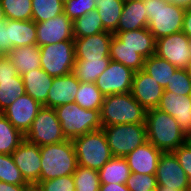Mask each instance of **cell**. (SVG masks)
<instances>
[{
  "instance_id": "1",
  "label": "cell",
  "mask_w": 191,
  "mask_h": 191,
  "mask_svg": "<svg viewBox=\"0 0 191 191\" xmlns=\"http://www.w3.org/2000/svg\"><path fill=\"white\" fill-rule=\"evenodd\" d=\"M145 126L147 141L163 152H173L188 140L175 118L158 108L146 110Z\"/></svg>"
},
{
  "instance_id": "2",
  "label": "cell",
  "mask_w": 191,
  "mask_h": 191,
  "mask_svg": "<svg viewBox=\"0 0 191 191\" xmlns=\"http://www.w3.org/2000/svg\"><path fill=\"white\" fill-rule=\"evenodd\" d=\"M40 181L55 179L75 172L78 161L72 140L40 147Z\"/></svg>"
},
{
  "instance_id": "3",
  "label": "cell",
  "mask_w": 191,
  "mask_h": 191,
  "mask_svg": "<svg viewBox=\"0 0 191 191\" xmlns=\"http://www.w3.org/2000/svg\"><path fill=\"white\" fill-rule=\"evenodd\" d=\"M145 115L146 109L130 92L106 96L100 109L102 127L145 123Z\"/></svg>"
},
{
  "instance_id": "4",
  "label": "cell",
  "mask_w": 191,
  "mask_h": 191,
  "mask_svg": "<svg viewBox=\"0 0 191 191\" xmlns=\"http://www.w3.org/2000/svg\"><path fill=\"white\" fill-rule=\"evenodd\" d=\"M148 16V30L157 40L182 31L186 8L166 0H143Z\"/></svg>"
},
{
  "instance_id": "5",
  "label": "cell",
  "mask_w": 191,
  "mask_h": 191,
  "mask_svg": "<svg viewBox=\"0 0 191 191\" xmlns=\"http://www.w3.org/2000/svg\"><path fill=\"white\" fill-rule=\"evenodd\" d=\"M67 140L102 129L100 110H87L77 103H67L54 109Z\"/></svg>"
},
{
  "instance_id": "6",
  "label": "cell",
  "mask_w": 191,
  "mask_h": 191,
  "mask_svg": "<svg viewBox=\"0 0 191 191\" xmlns=\"http://www.w3.org/2000/svg\"><path fill=\"white\" fill-rule=\"evenodd\" d=\"M78 165L99 171L113 156L103 129L73 140Z\"/></svg>"
},
{
  "instance_id": "7",
  "label": "cell",
  "mask_w": 191,
  "mask_h": 191,
  "mask_svg": "<svg viewBox=\"0 0 191 191\" xmlns=\"http://www.w3.org/2000/svg\"><path fill=\"white\" fill-rule=\"evenodd\" d=\"M112 156L125 157L147 142L145 123H126L102 127Z\"/></svg>"
},
{
  "instance_id": "8",
  "label": "cell",
  "mask_w": 191,
  "mask_h": 191,
  "mask_svg": "<svg viewBox=\"0 0 191 191\" xmlns=\"http://www.w3.org/2000/svg\"><path fill=\"white\" fill-rule=\"evenodd\" d=\"M40 48L41 68L51 77L66 76L72 73L75 64L74 41H62L43 45Z\"/></svg>"
},
{
  "instance_id": "9",
  "label": "cell",
  "mask_w": 191,
  "mask_h": 191,
  "mask_svg": "<svg viewBox=\"0 0 191 191\" xmlns=\"http://www.w3.org/2000/svg\"><path fill=\"white\" fill-rule=\"evenodd\" d=\"M25 140L40 147L67 140L53 108L42 106L25 134Z\"/></svg>"
},
{
  "instance_id": "10",
  "label": "cell",
  "mask_w": 191,
  "mask_h": 191,
  "mask_svg": "<svg viewBox=\"0 0 191 191\" xmlns=\"http://www.w3.org/2000/svg\"><path fill=\"white\" fill-rule=\"evenodd\" d=\"M155 55L178 69H186L191 61V39L183 32L156 40Z\"/></svg>"
},
{
  "instance_id": "11",
  "label": "cell",
  "mask_w": 191,
  "mask_h": 191,
  "mask_svg": "<svg viewBox=\"0 0 191 191\" xmlns=\"http://www.w3.org/2000/svg\"><path fill=\"white\" fill-rule=\"evenodd\" d=\"M135 72L122 63L110 61L106 70L96 79L95 85L106 97L131 92Z\"/></svg>"
},
{
  "instance_id": "12",
  "label": "cell",
  "mask_w": 191,
  "mask_h": 191,
  "mask_svg": "<svg viewBox=\"0 0 191 191\" xmlns=\"http://www.w3.org/2000/svg\"><path fill=\"white\" fill-rule=\"evenodd\" d=\"M157 185L167 189L185 191L190 181L173 152H163L155 173Z\"/></svg>"
},
{
  "instance_id": "13",
  "label": "cell",
  "mask_w": 191,
  "mask_h": 191,
  "mask_svg": "<svg viewBox=\"0 0 191 191\" xmlns=\"http://www.w3.org/2000/svg\"><path fill=\"white\" fill-rule=\"evenodd\" d=\"M36 45L41 47L62 41H74L73 21L64 13L47 21L36 23Z\"/></svg>"
},
{
  "instance_id": "14",
  "label": "cell",
  "mask_w": 191,
  "mask_h": 191,
  "mask_svg": "<svg viewBox=\"0 0 191 191\" xmlns=\"http://www.w3.org/2000/svg\"><path fill=\"white\" fill-rule=\"evenodd\" d=\"M41 108L42 105L39 102L25 93L1 113L18 131L25 135L31 128L32 122Z\"/></svg>"
},
{
  "instance_id": "15",
  "label": "cell",
  "mask_w": 191,
  "mask_h": 191,
  "mask_svg": "<svg viewBox=\"0 0 191 191\" xmlns=\"http://www.w3.org/2000/svg\"><path fill=\"white\" fill-rule=\"evenodd\" d=\"M28 184H38L41 172L40 146L24 140L11 154Z\"/></svg>"
},
{
  "instance_id": "16",
  "label": "cell",
  "mask_w": 191,
  "mask_h": 191,
  "mask_svg": "<svg viewBox=\"0 0 191 191\" xmlns=\"http://www.w3.org/2000/svg\"><path fill=\"white\" fill-rule=\"evenodd\" d=\"M113 33L100 32L92 36L74 38L75 59L81 61L110 59Z\"/></svg>"
},
{
  "instance_id": "17",
  "label": "cell",
  "mask_w": 191,
  "mask_h": 191,
  "mask_svg": "<svg viewBox=\"0 0 191 191\" xmlns=\"http://www.w3.org/2000/svg\"><path fill=\"white\" fill-rule=\"evenodd\" d=\"M157 108L174 117L181 131L191 138V95L164 91Z\"/></svg>"
},
{
  "instance_id": "18",
  "label": "cell",
  "mask_w": 191,
  "mask_h": 191,
  "mask_svg": "<svg viewBox=\"0 0 191 191\" xmlns=\"http://www.w3.org/2000/svg\"><path fill=\"white\" fill-rule=\"evenodd\" d=\"M146 109L157 108L164 89L143 70L135 72L130 92Z\"/></svg>"
},
{
  "instance_id": "19",
  "label": "cell",
  "mask_w": 191,
  "mask_h": 191,
  "mask_svg": "<svg viewBox=\"0 0 191 191\" xmlns=\"http://www.w3.org/2000/svg\"><path fill=\"white\" fill-rule=\"evenodd\" d=\"M162 153L163 151L147 141L124 158L131 173L155 174Z\"/></svg>"
},
{
  "instance_id": "20",
  "label": "cell",
  "mask_w": 191,
  "mask_h": 191,
  "mask_svg": "<svg viewBox=\"0 0 191 191\" xmlns=\"http://www.w3.org/2000/svg\"><path fill=\"white\" fill-rule=\"evenodd\" d=\"M80 81L71 73L66 76L54 77L51 89L48 92L47 108H57L67 103L75 102Z\"/></svg>"
},
{
  "instance_id": "21",
  "label": "cell",
  "mask_w": 191,
  "mask_h": 191,
  "mask_svg": "<svg viewBox=\"0 0 191 191\" xmlns=\"http://www.w3.org/2000/svg\"><path fill=\"white\" fill-rule=\"evenodd\" d=\"M148 16L143 0L124 3L117 29L113 33H122L147 28Z\"/></svg>"
},
{
  "instance_id": "22",
  "label": "cell",
  "mask_w": 191,
  "mask_h": 191,
  "mask_svg": "<svg viewBox=\"0 0 191 191\" xmlns=\"http://www.w3.org/2000/svg\"><path fill=\"white\" fill-rule=\"evenodd\" d=\"M125 46L135 50L145 59L155 55L156 39L148 30L141 28L122 33H113Z\"/></svg>"
},
{
  "instance_id": "23",
  "label": "cell",
  "mask_w": 191,
  "mask_h": 191,
  "mask_svg": "<svg viewBox=\"0 0 191 191\" xmlns=\"http://www.w3.org/2000/svg\"><path fill=\"white\" fill-rule=\"evenodd\" d=\"M21 76L25 87V93L43 106L47 102L48 92L51 89L53 77L48 75L42 68L34 69Z\"/></svg>"
},
{
  "instance_id": "24",
  "label": "cell",
  "mask_w": 191,
  "mask_h": 191,
  "mask_svg": "<svg viewBox=\"0 0 191 191\" xmlns=\"http://www.w3.org/2000/svg\"><path fill=\"white\" fill-rule=\"evenodd\" d=\"M7 55L19 75L41 68V53L37 45L16 47Z\"/></svg>"
},
{
  "instance_id": "25",
  "label": "cell",
  "mask_w": 191,
  "mask_h": 191,
  "mask_svg": "<svg viewBox=\"0 0 191 191\" xmlns=\"http://www.w3.org/2000/svg\"><path fill=\"white\" fill-rule=\"evenodd\" d=\"M8 41L12 49L16 47L36 45V23L33 20L17 21L7 19Z\"/></svg>"
},
{
  "instance_id": "26",
  "label": "cell",
  "mask_w": 191,
  "mask_h": 191,
  "mask_svg": "<svg viewBox=\"0 0 191 191\" xmlns=\"http://www.w3.org/2000/svg\"><path fill=\"white\" fill-rule=\"evenodd\" d=\"M110 59L122 63L134 72L143 70L145 58L135 50L125 46L114 34L110 44Z\"/></svg>"
},
{
  "instance_id": "27",
  "label": "cell",
  "mask_w": 191,
  "mask_h": 191,
  "mask_svg": "<svg viewBox=\"0 0 191 191\" xmlns=\"http://www.w3.org/2000/svg\"><path fill=\"white\" fill-rule=\"evenodd\" d=\"M101 184H125L131 170L124 157L113 156L98 171Z\"/></svg>"
},
{
  "instance_id": "28",
  "label": "cell",
  "mask_w": 191,
  "mask_h": 191,
  "mask_svg": "<svg viewBox=\"0 0 191 191\" xmlns=\"http://www.w3.org/2000/svg\"><path fill=\"white\" fill-rule=\"evenodd\" d=\"M177 68L167 60L152 55L144 60L143 71L165 89Z\"/></svg>"
},
{
  "instance_id": "29",
  "label": "cell",
  "mask_w": 191,
  "mask_h": 191,
  "mask_svg": "<svg viewBox=\"0 0 191 191\" xmlns=\"http://www.w3.org/2000/svg\"><path fill=\"white\" fill-rule=\"evenodd\" d=\"M103 28L114 32L117 29L124 2L122 0H94Z\"/></svg>"
},
{
  "instance_id": "30",
  "label": "cell",
  "mask_w": 191,
  "mask_h": 191,
  "mask_svg": "<svg viewBox=\"0 0 191 191\" xmlns=\"http://www.w3.org/2000/svg\"><path fill=\"white\" fill-rule=\"evenodd\" d=\"M111 59L81 61L75 60L72 74L84 83H95L96 79L106 70Z\"/></svg>"
},
{
  "instance_id": "31",
  "label": "cell",
  "mask_w": 191,
  "mask_h": 191,
  "mask_svg": "<svg viewBox=\"0 0 191 191\" xmlns=\"http://www.w3.org/2000/svg\"><path fill=\"white\" fill-rule=\"evenodd\" d=\"M24 140L25 135L0 113V154H12Z\"/></svg>"
},
{
  "instance_id": "32",
  "label": "cell",
  "mask_w": 191,
  "mask_h": 191,
  "mask_svg": "<svg viewBox=\"0 0 191 191\" xmlns=\"http://www.w3.org/2000/svg\"><path fill=\"white\" fill-rule=\"evenodd\" d=\"M104 98L105 96L100 92L95 83L80 82L75 103L87 110H100Z\"/></svg>"
},
{
  "instance_id": "33",
  "label": "cell",
  "mask_w": 191,
  "mask_h": 191,
  "mask_svg": "<svg viewBox=\"0 0 191 191\" xmlns=\"http://www.w3.org/2000/svg\"><path fill=\"white\" fill-rule=\"evenodd\" d=\"M104 31L106 30L103 28L101 17L96 10L73 21L74 38L92 36Z\"/></svg>"
},
{
  "instance_id": "34",
  "label": "cell",
  "mask_w": 191,
  "mask_h": 191,
  "mask_svg": "<svg viewBox=\"0 0 191 191\" xmlns=\"http://www.w3.org/2000/svg\"><path fill=\"white\" fill-rule=\"evenodd\" d=\"M25 94V87L21 75L12 79H0V113Z\"/></svg>"
},
{
  "instance_id": "35",
  "label": "cell",
  "mask_w": 191,
  "mask_h": 191,
  "mask_svg": "<svg viewBox=\"0 0 191 191\" xmlns=\"http://www.w3.org/2000/svg\"><path fill=\"white\" fill-rule=\"evenodd\" d=\"M64 13L63 0H32V20L44 22Z\"/></svg>"
},
{
  "instance_id": "36",
  "label": "cell",
  "mask_w": 191,
  "mask_h": 191,
  "mask_svg": "<svg viewBox=\"0 0 191 191\" xmlns=\"http://www.w3.org/2000/svg\"><path fill=\"white\" fill-rule=\"evenodd\" d=\"M5 18L10 20H32V0H0Z\"/></svg>"
},
{
  "instance_id": "37",
  "label": "cell",
  "mask_w": 191,
  "mask_h": 191,
  "mask_svg": "<svg viewBox=\"0 0 191 191\" xmlns=\"http://www.w3.org/2000/svg\"><path fill=\"white\" fill-rule=\"evenodd\" d=\"M76 191H99L101 185L99 172L78 165L73 173Z\"/></svg>"
},
{
  "instance_id": "38",
  "label": "cell",
  "mask_w": 191,
  "mask_h": 191,
  "mask_svg": "<svg viewBox=\"0 0 191 191\" xmlns=\"http://www.w3.org/2000/svg\"><path fill=\"white\" fill-rule=\"evenodd\" d=\"M0 181L15 185H29L15 165L11 154H0Z\"/></svg>"
},
{
  "instance_id": "39",
  "label": "cell",
  "mask_w": 191,
  "mask_h": 191,
  "mask_svg": "<svg viewBox=\"0 0 191 191\" xmlns=\"http://www.w3.org/2000/svg\"><path fill=\"white\" fill-rule=\"evenodd\" d=\"M125 185L130 191H156L157 179L155 174L131 173Z\"/></svg>"
},
{
  "instance_id": "40",
  "label": "cell",
  "mask_w": 191,
  "mask_h": 191,
  "mask_svg": "<svg viewBox=\"0 0 191 191\" xmlns=\"http://www.w3.org/2000/svg\"><path fill=\"white\" fill-rule=\"evenodd\" d=\"M164 91H171L177 95H191V78L186 69L177 68Z\"/></svg>"
},
{
  "instance_id": "41",
  "label": "cell",
  "mask_w": 191,
  "mask_h": 191,
  "mask_svg": "<svg viewBox=\"0 0 191 191\" xmlns=\"http://www.w3.org/2000/svg\"><path fill=\"white\" fill-rule=\"evenodd\" d=\"M96 10L94 0H65L64 14L72 21Z\"/></svg>"
},
{
  "instance_id": "42",
  "label": "cell",
  "mask_w": 191,
  "mask_h": 191,
  "mask_svg": "<svg viewBox=\"0 0 191 191\" xmlns=\"http://www.w3.org/2000/svg\"><path fill=\"white\" fill-rule=\"evenodd\" d=\"M38 185L43 191H76L73 174L40 181Z\"/></svg>"
},
{
  "instance_id": "43",
  "label": "cell",
  "mask_w": 191,
  "mask_h": 191,
  "mask_svg": "<svg viewBox=\"0 0 191 191\" xmlns=\"http://www.w3.org/2000/svg\"><path fill=\"white\" fill-rule=\"evenodd\" d=\"M173 153L184 169L191 184V140L188 139L184 144L174 150Z\"/></svg>"
},
{
  "instance_id": "44",
  "label": "cell",
  "mask_w": 191,
  "mask_h": 191,
  "mask_svg": "<svg viewBox=\"0 0 191 191\" xmlns=\"http://www.w3.org/2000/svg\"><path fill=\"white\" fill-rule=\"evenodd\" d=\"M18 75L17 70L8 55L0 56V79H12Z\"/></svg>"
},
{
  "instance_id": "45",
  "label": "cell",
  "mask_w": 191,
  "mask_h": 191,
  "mask_svg": "<svg viewBox=\"0 0 191 191\" xmlns=\"http://www.w3.org/2000/svg\"><path fill=\"white\" fill-rule=\"evenodd\" d=\"M12 50V43L8 41L7 19L0 24V56L7 55Z\"/></svg>"
},
{
  "instance_id": "46",
  "label": "cell",
  "mask_w": 191,
  "mask_h": 191,
  "mask_svg": "<svg viewBox=\"0 0 191 191\" xmlns=\"http://www.w3.org/2000/svg\"><path fill=\"white\" fill-rule=\"evenodd\" d=\"M182 31L191 39V8H186Z\"/></svg>"
},
{
  "instance_id": "47",
  "label": "cell",
  "mask_w": 191,
  "mask_h": 191,
  "mask_svg": "<svg viewBox=\"0 0 191 191\" xmlns=\"http://www.w3.org/2000/svg\"><path fill=\"white\" fill-rule=\"evenodd\" d=\"M99 191H130L125 184H101Z\"/></svg>"
},
{
  "instance_id": "48",
  "label": "cell",
  "mask_w": 191,
  "mask_h": 191,
  "mask_svg": "<svg viewBox=\"0 0 191 191\" xmlns=\"http://www.w3.org/2000/svg\"><path fill=\"white\" fill-rule=\"evenodd\" d=\"M28 185H15L0 181V191H26Z\"/></svg>"
},
{
  "instance_id": "49",
  "label": "cell",
  "mask_w": 191,
  "mask_h": 191,
  "mask_svg": "<svg viewBox=\"0 0 191 191\" xmlns=\"http://www.w3.org/2000/svg\"><path fill=\"white\" fill-rule=\"evenodd\" d=\"M168 3L176 4L184 8H191V0H166Z\"/></svg>"
},
{
  "instance_id": "50",
  "label": "cell",
  "mask_w": 191,
  "mask_h": 191,
  "mask_svg": "<svg viewBox=\"0 0 191 191\" xmlns=\"http://www.w3.org/2000/svg\"><path fill=\"white\" fill-rule=\"evenodd\" d=\"M26 191H43L38 184H29L26 187Z\"/></svg>"
},
{
  "instance_id": "51",
  "label": "cell",
  "mask_w": 191,
  "mask_h": 191,
  "mask_svg": "<svg viewBox=\"0 0 191 191\" xmlns=\"http://www.w3.org/2000/svg\"><path fill=\"white\" fill-rule=\"evenodd\" d=\"M6 20L4 10L2 8L1 2H0V24L3 23Z\"/></svg>"
},
{
  "instance_id": "52",
  "label": "cell",
  "mask_w": 191,
  "mask_h": 191,
  "mask_svg": "<svg viewBox=\"0 0 191 191\" xmlns=\"http://www.w3.org/2000/svg\"><path fill=\"white\" fill-rule=\"evenodd\" d=\"M156 191H180V190H177V189L171 190V189H167L163 185H157Z\"/></svg>"
},
{
  "instance_id": "53",
  "label": "cell",
  "mask_w": 191,
  "mask_h": 191,
  "mask_svg": "<svg viewBox=\"0 0 191 191\" xmlns=\"http://www.w3.org/2000/svg\"><path fill=\"white\" fill-rule=\"evenodd\" d=\"M186 71H187L189 77L191 78V61H190V63L188 64V66H187V68H186Z\"/></svg>"
},
{
  "instance_id": "54",
  "label": "cell",
  "mask_w": 191,
  "mask_h": 191,
  "mask_svg": "<svg viewBox=\"0 0 191 191\" xmlns=\"http://www.w3.org/2000/svg\"><path fill=\"white\" fill-rule=\"evenodd\" d=\"M124 3L135 1V0H122Z\"/></svg>"
},
{
  "instance_id": "55",
  "label": "cell",
  "mask_w": 191,
  "mask_h": 191,
  "mask_svg": "<svg viewBox=\"0 0 191 191\" xmlns=\"http://www.w3.org/2000/svg\"><path fill=\"white\" fill-rule=\"evenodd\" d=\"M185 191H191V184Z\"/></svg>"
}]
</instances>
